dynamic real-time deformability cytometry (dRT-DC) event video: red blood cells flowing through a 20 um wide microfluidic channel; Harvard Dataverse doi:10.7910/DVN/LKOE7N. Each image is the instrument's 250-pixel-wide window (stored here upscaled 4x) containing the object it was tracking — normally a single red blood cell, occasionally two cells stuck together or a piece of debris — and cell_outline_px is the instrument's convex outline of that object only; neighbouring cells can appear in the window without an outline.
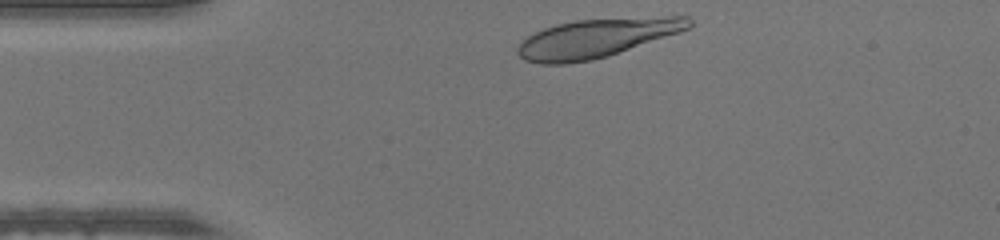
{"species": "human", "species_latin": "Homo sapiens", "temperature_condition": "warm", "stored_images_in_passage": 31, "camera_frame_rate_fps": 3000, "um_per_image_px": 0.085, "donor": {"sex": "male"}, "frame": {"image": 1, "passage_image": 1, "time_ms": 0.0, "image_size_px": [1000, 240], "cell_outline_px": [[692, 24], [688, 28], [680, 32], [608, 56], [592, 60], [564, 64], [540, 64], [524, 60], [516, 52], [516, 48], [528, 36], [544, 28], [556, 24], [576, 20], [668, 16], [688, 16], [692, 20]], "centroid_in_image_um": [50.7, 3.24], "position_along_channel_um": 34.3, "area_um2": 38.55}}
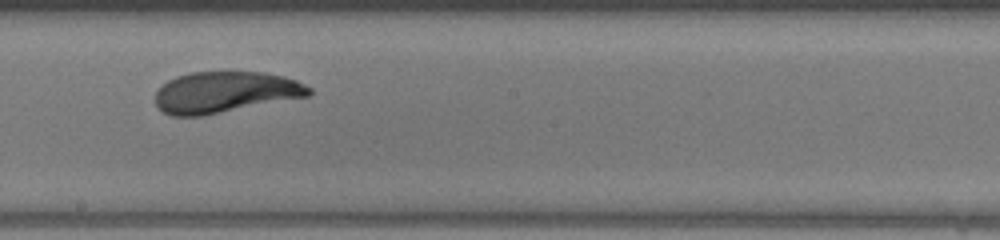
{"frame": {"image": 2, "passage_image": 18, "time_ms": 5.667, "image_size_px": [1000, 240], "cell_outline_px": [[312, 92], [308, 96], [204, 116], [172, 116], [156, 108], [156, 92], [168, 80], [176, 76], [188, 72], [264, 72], [284, 76], [296, 80], [312, 88]], "centroid_in_image_um": [19.13, 7.84], "position_along_channel_um": 229.1, "area_um2": 37.05}}
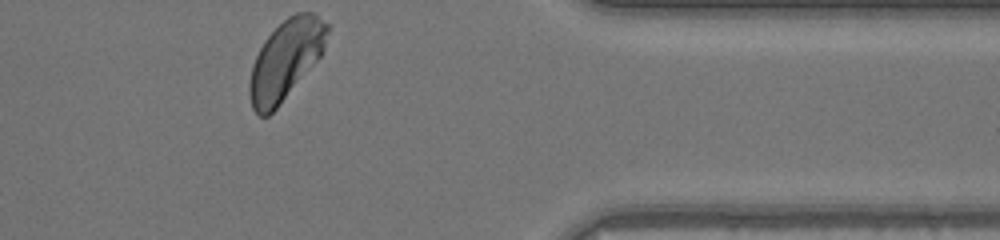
{"frame": {"image": 3, "passage_image": 31, "time_ms": 10.0, "image_size_px": [1000, 240], "cell_outline_px": [[332, 28], [324, 48], [320, 56], [276, 108], [268, 116], [260, 116], [252, 108], [248, 92], [248, 84], [252, 64], [264, 40], [288, 16], [296, 12], [312, 12], [332, 24]], "centroid_in_image_um": [24.3, 5.04], "position_along_channel_um": 387.1, "area_um2": 36.01}}